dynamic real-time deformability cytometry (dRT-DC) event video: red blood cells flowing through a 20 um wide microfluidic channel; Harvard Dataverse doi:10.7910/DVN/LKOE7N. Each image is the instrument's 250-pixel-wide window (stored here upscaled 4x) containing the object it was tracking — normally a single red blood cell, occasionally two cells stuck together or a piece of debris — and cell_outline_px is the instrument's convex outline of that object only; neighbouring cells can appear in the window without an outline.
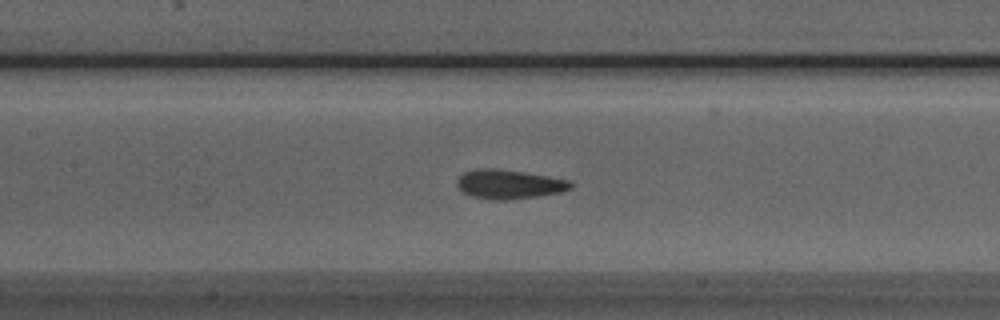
{"species": "Egyptian fruit bat (a non-hibernating species)", "species_latin": "Rousettus aegyptiacus", "temperature_condition": "room temperature", "stored_images_in_passage": 52, "camera_frame_rate_fps": 3000, "um_per_image_px": 0.085, "animal": {"sex": "male"}, "frame": {"image": 1, "passage_image": 23, "time_ms": 7.333, "image_size_px": [1000, 320], "cell_outline_px": [[572, 188], [560, 192], [536, 196], [504, 200], [492, 200], [472, 196], [460, 192], [456, 184], [456, 180], [464, 172], [480, 168], [492, 168], [524, 172], [568, 180], [572, 184]], "centroid_in_image_um": [43.2, 15.66], "position_along_channel_um": 164.2, "area_um2": 19.19}}
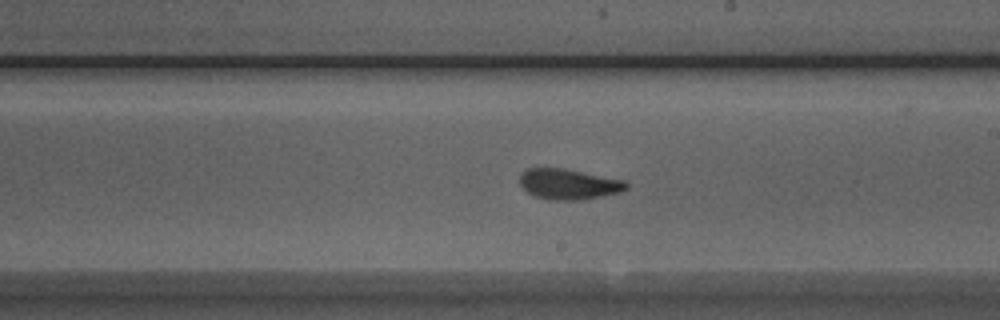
{"frame": {"image": 2, "passage_image": 29, "time_ms": 9.333, "image_size_px": [1000, 320], "cell_outline_px": [[628, 188], [620, 192], [580, 200], [548, 200], [532, 196], [520, 184], [520, 176], [528, 168], [564, 168], [624, 180], [628, 184]], "centroid_in_image_um": [48.33, 15.66], "position_along_channel_um": 240.7, "area_um2": 18.9}}
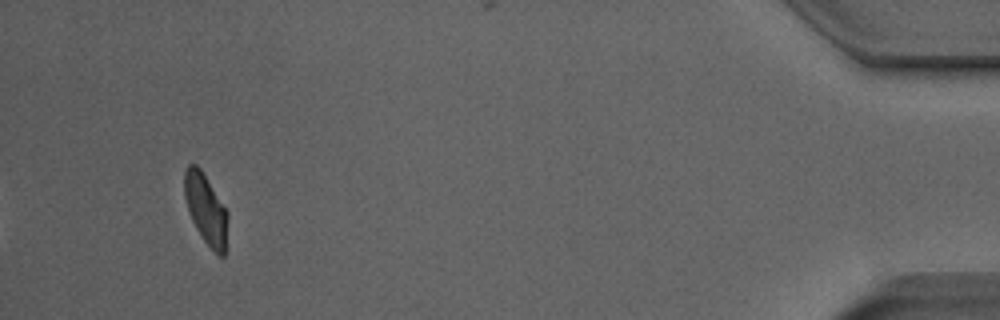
{"frame": {"image": 3, "passage_image": 49, "time_ms": 16.0, "image_size_px": [1000, 320], "cell_outline_px": [[228, 220], [224, 256], [220, 256], [204, 240], [196, 228], [188, 212], [184, 196], [184, 172], [188, 164], [196, 164], [200, 168], [228, 212]], "centroid_in_image_um": [17.48, 17.74], "position_along_channel_um": 417.7, "area_um2": 17.51}, "authors_computed_cell_mechanics": {"area_um2": 19.1318, "velocity_mm_per_s": 3.8527, "shape_relaxation_time_tau1_ms": 5.4219, "shape_relaxation_time_tau2_ms": 1.3718, "deformation_change_tau1": 0.1313, "deformation_change_tau2": 0.0778}}